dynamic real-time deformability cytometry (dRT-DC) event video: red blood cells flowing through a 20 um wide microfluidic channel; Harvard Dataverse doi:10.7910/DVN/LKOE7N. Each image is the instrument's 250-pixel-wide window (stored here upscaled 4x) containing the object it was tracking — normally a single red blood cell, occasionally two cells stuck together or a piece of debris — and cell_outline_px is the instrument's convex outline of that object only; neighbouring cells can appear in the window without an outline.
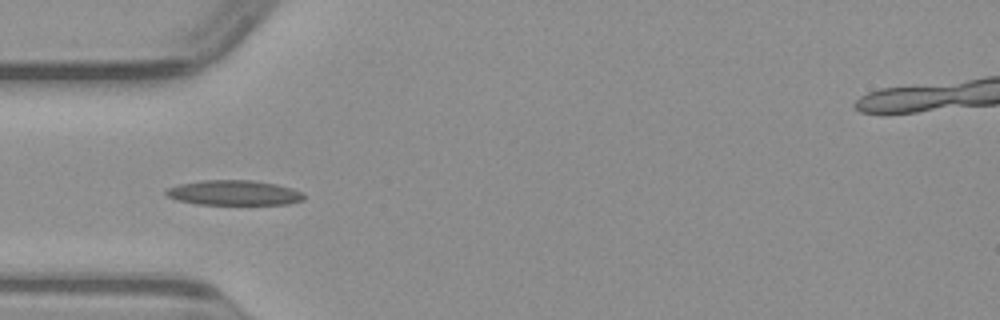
{"species": "common noctule bat (a hibernating species)", "species_latin": "Nyctalus noctula", "temperature_condition": "warm", "stored_images_in_passage": 11, "camera_frame_rate_fps": 3000, "um_per_image_px": 0.085, "animal": {"sex": "male", "body_mass_g": 23.1, "forearm_length_mm": 52.7}, "frame": {"image": 1, "passage_image": 1, "time_ms": 0.0, "image_size_px": [1000, 320], "cell_outline_px": [[304, 200], [288, 204], [196, 204], [180, 200], [168, 196], [164, 192], [168, 188], [180, 184], [204, 180], [252, 180], [276, 184], [292, 188], [304, 192]], "centroid_in_image_um": [19.94, 16.38], "position_along_channel_um": 65.1, "area_um2": 19.94}}
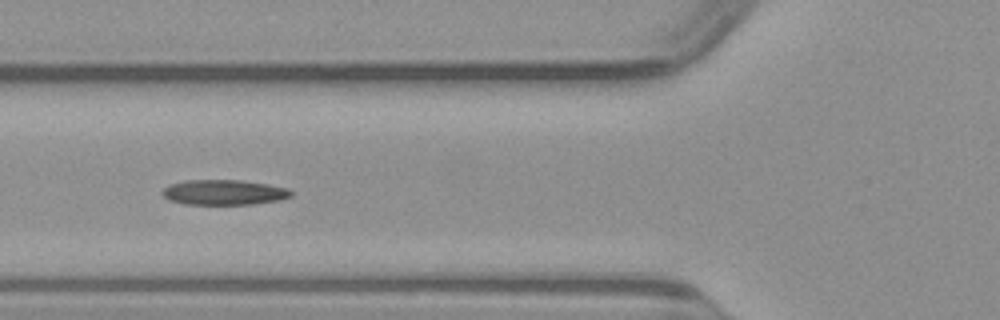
{"frame": {"image": 2, "passage_image": 4, "time_ms": 1.0, "image_size_px": [1000, 320], "cell_outline_px": [[292, 196], [280, 200], [252, 204], [184, 204], [168, 200], [160, 192], [168, 184], [184, 180], [240, 180], [268, 184], [288, 188], [292, 192]], "centroid_in_image_um": [19.01, 16.34], "position_along_channel_um": 106.8, "area_um2": 19.02}}